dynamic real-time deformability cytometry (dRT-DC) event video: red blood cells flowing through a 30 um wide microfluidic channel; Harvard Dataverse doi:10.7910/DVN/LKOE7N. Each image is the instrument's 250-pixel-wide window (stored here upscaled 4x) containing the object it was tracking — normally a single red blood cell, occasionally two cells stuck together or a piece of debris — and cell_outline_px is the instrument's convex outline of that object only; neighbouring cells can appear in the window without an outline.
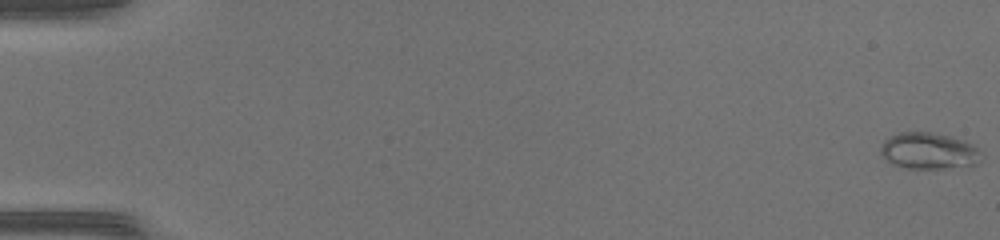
{"species": "common noctule bat (a hibernating species)", "species_latin": "Nyctalus noctula", "temperature_condition": "warm", "stored_images_in_passage": 50, "camera_frame_rate_fps": 3000, "um_per_image_px": 0.085, "animal": {"sex": "female", "body_mass_g": 17.0, "forearm_length_mm": 48.0}, "frame": {"image": 1, "passage_image": 1, "time_ms": 0.0, "image_size_px": [1000, 240], "cell_outline_px": [[984, 156], [976, 164], [944, 168], [908, 168], [892, 164], [880, 156], [880, 148], [884, 140], [900, 132], [932, 132], [952, 136], [964, 140], [972, 144]], "centroid_in_image_um": [78.94, 12.82], "position_along_channel_um": 6.1, "area_um2": 21.44}}
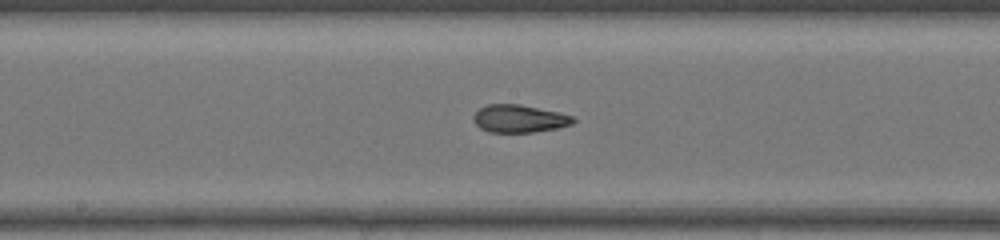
{"frame": {"image": 2, "passage_image": 28, "time_ms": 9.0, "image_size_px": [1000, 240], "cell_outline_px": [[576, 120], [572, 124], [560, 128], [532, 132], [488, 132], [480, 128], [472, 120], [472, 116], [480, 108], [488, 104], [520, 104], [560, 112], [572, 116]], "centroid_in_image_um": [44.14, 10.08], "position_along_channel_um": 204.1, "area_um2": 16.24}}
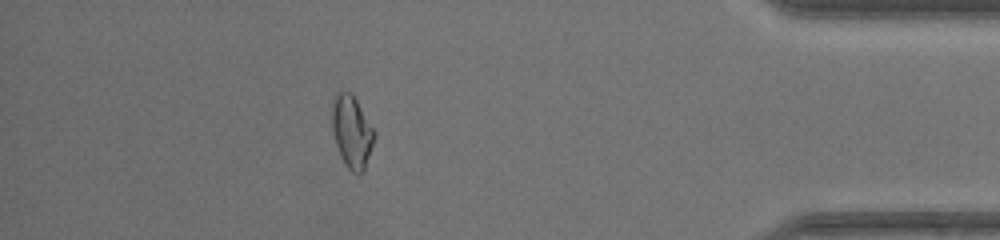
{"frame": {"image": 3, "passage_image": 45, "time_ms": 14.667, "image_size_px": [1000, 240], "cell_outline_px": [[376, 136], [364, 168], [360, 172], [352, 172], [344, 164], [340, 156], [336, 144], [332, 128], [332, 100], [336, 92], [352, 92], [376, 132]], "centroid_in_image_um": [29.9, 11.15], "position_along_channel_um": 405.3, "area_um2": 17.8}, "authors_computed_cell_mechanics": {"area_um2": 17.4556, "velocity_mm_per_s": 4.2887, "shape_relaxation_time_tau1_ms": null, "shape_relaxation_time_tau2_ms": 0.9444, "deformation_change_tau1": null, "deformation_change_tau2": 0.0599}}